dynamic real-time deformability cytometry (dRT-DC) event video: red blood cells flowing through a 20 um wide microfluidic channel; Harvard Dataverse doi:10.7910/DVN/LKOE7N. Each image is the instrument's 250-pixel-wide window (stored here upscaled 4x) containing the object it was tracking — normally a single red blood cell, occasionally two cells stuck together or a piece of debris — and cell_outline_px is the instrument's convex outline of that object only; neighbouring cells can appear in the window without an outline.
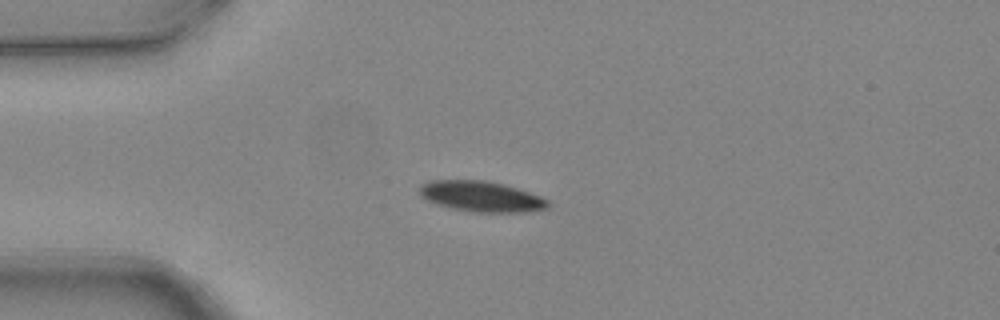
{"species": "common noctule bat (a hibernating species)", "species_latin": "Nyctalus noctula", "temperature_condition": "warm", "stored_images_in_passage": 4, "camera_frame_rate_fps": 3000, "um_per_image_px": 0.085, "animal": {"sex": "female", "body_mass_g": 24.6, "forearm_length_mm": 56.2}, "frame": {"image": 1, "passage_image": 2, "time_ms": 0.333, "image_size_px": [1000, 320], "cell_outline_px": [[548, 208], [528, 212], [476, 212], [452, 208], [436, 204], [420, 196], [420, 184], [428, 180], [488, 180], [504, 184], [540, 196], [548, 200]], "centroid_in_image_um": [40.89, 16.69], "position_along_channel_um": 44.1, "area_um2": 22.89}}
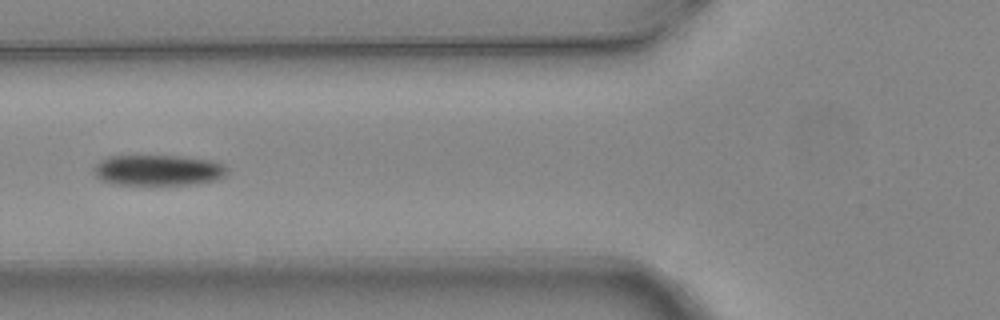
{"frame": {"image": 2, "passage_image": 4, "time_ms": 1.0, "image_size_px": [1000, 320], "cell_outline_px": [[228, 172], [224, 176], [216, 180], [192, 184], [116, 184], [100, 180], [96, 176], [92, 168], [100, 160], [112, 156], [180, 156], [212, 160], [224, 164], [228, 168]], "centroid_in_image_um": [13.46, 14.46], "position_along_channel_um": 112.3, "area_um2": 23.87}}